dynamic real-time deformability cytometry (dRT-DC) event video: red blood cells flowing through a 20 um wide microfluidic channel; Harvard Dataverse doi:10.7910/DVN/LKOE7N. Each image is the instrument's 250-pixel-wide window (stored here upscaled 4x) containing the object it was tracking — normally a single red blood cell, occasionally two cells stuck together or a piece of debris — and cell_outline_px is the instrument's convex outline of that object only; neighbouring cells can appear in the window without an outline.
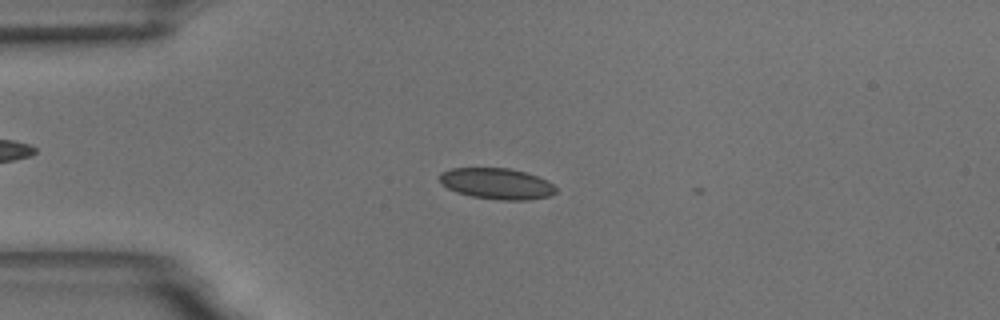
{"species": "common noctule bat (a hibernating species)", "species_latin": "Nyctalus noctula", "temperature_condition": "room temperature", "stored_images_in_passage": 3, "camera_frame_rate_fps": 3000, "um_per_image_px": 0.085, "animal": {"sex": "male", "body_mass_g": 18.8}, "frame": {"image": 1, "passage_image": 1, "time_ms": 0.0, "image_size_px": [1000, 320], "cell_outline_px": [[556, 192], [548, 196], [528, 200], [500, 200], [472, 196], [456, 192], [440, 184], [440, 172], [452, 168], [508, 168], [524, 172], [548, 180], [556, 188]], "centroid_in_image_um": [42.2, 15.61], "position_along_channel_um": 42.8, "area_um2": 20.98}}